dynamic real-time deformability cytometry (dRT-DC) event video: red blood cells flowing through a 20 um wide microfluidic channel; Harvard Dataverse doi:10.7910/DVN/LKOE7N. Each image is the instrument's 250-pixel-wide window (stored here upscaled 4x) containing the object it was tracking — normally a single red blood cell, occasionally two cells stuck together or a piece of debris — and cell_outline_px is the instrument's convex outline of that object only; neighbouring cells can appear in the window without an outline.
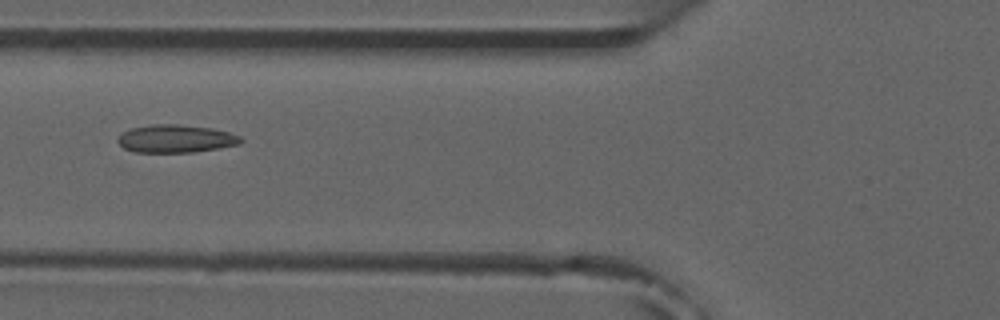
{"species": "common noctule bat (a hibernating species)", "species_latin": "Nyctalus noctula", "temperature_condition": "room temperature", "stored_images_in_passage": 2, "camera_frame_rate_fps": 3000, "um_per_image_px": 0.085, "animal": {"sex": "male", "forearm_length_mm": 52.5}, "frame": {"image": 1, "passage_image": 2, "time_ms": 1.333, "image_size_px": [1000, 320], "cell_outline_px": [[244, 140], [240, 144], [192, 152], [136, 152], [124, 148], [116, 140], [120, 132], [132, 128], [152, 124], [176, 124], [212, 128], [228, 132], [240, 136]], "centroid_in_image_um": [14.91, 11.78], "position_along_channel_um": 110.9, "area_um2": 19.94}}